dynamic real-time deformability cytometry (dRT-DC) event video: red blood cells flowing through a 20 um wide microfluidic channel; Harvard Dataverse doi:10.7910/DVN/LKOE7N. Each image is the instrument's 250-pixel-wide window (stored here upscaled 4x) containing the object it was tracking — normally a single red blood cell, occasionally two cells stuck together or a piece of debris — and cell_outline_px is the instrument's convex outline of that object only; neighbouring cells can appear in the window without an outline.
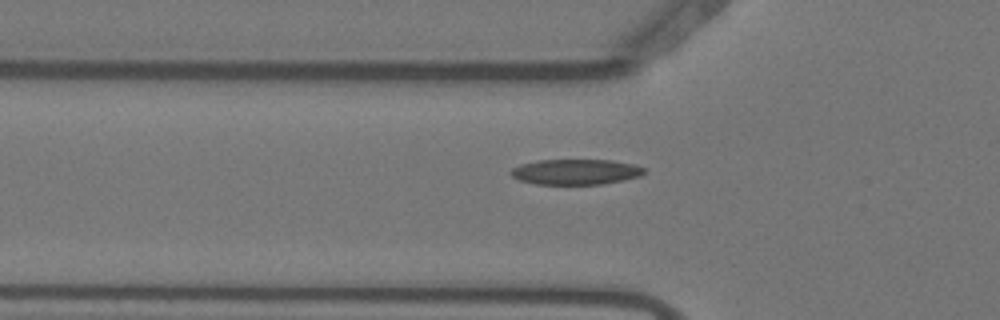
{"species": "Egyptian fruit bat (a non-hibernating species)", "species_latin": "Rousettus aegyptiacus", "temperature_condition": "warm", "stored_images_in_passage": 37, "camera_frame_rate_fps": 3000, "um_per_image_px": 0.085, "animal": {"sex": "female"}, "frame": {"image": 1, "passage_image": 6, "time_ms": 1.667, "image_size_px": [1000, 320], "cell_outline_px": [[644, 172], [640, 176], [624, 180], [600, 184], [536, 184], [520, 180], [512, 176], [508, 172], [512, 168], [520, 164], [536, 160], [612, 160], [636, 164], [644, 168]], "centroid_in_image_um": [48.92, 14.6], "position_along_channel_um": 76.9, "area_um2": 19.83}}
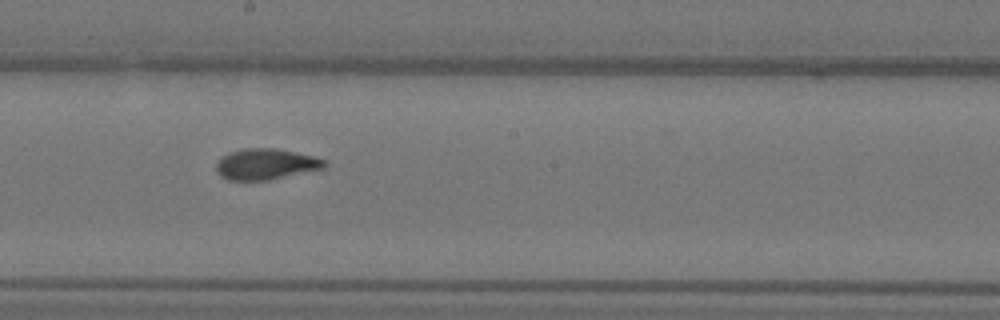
{"frame": {"image": 2, "passage_image": 18, "time_ms": 5.667, "image_size_px": [1000, 320], "cell_outline_px": [[328, 164], [324, 168], [268, 180], [228, 180], [220, 176], [216, 172], [216, 164], [228, 152], [240, 148], [276, 148], [316, 156], [324, 160]], "centroid_in_image_um": [22.59, 13.94], "position_along_channel_um": 225.6, "area_um2": 19.59}}
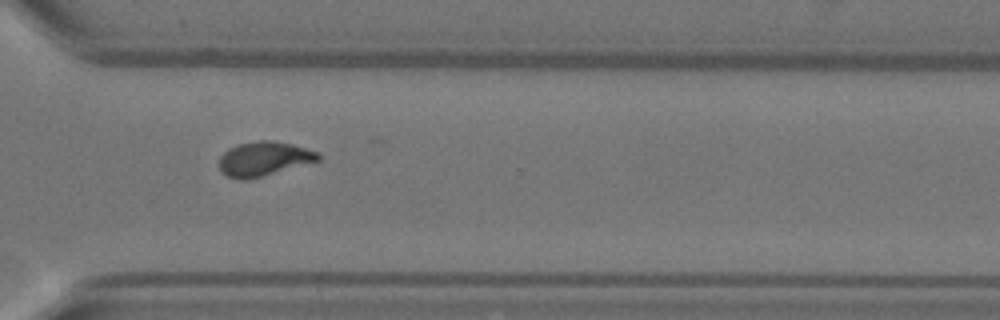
{"frame": {"image": 3, "passage_image": 28, "time_ms": 9.0, "image_size_px": [1000, 320], "cell_outline_px": [[320, 160], [248, 180], [236, 180], [228, 176], [220, 168], [220, 156], [228, 148], [236, 144], [256, 140], [272, 140], [292, 144], [320, 152]], "centroid_in_image_um": [22.43, 13.48], "position_along_channel_um": 348.2, "area_um2": 19.88}, "authors_computed_cell_mechanics": {"area_um2": 19.8832, "velocity_mm_per_s": 3.678, "shape_relaxation_time_tau1_ms": 5.7255, "shape_relaxation_time_tau2_ms": 1.1916, "deformation_change_tau1": 0.2146, "deformation_change_tau2": 0.0718}}